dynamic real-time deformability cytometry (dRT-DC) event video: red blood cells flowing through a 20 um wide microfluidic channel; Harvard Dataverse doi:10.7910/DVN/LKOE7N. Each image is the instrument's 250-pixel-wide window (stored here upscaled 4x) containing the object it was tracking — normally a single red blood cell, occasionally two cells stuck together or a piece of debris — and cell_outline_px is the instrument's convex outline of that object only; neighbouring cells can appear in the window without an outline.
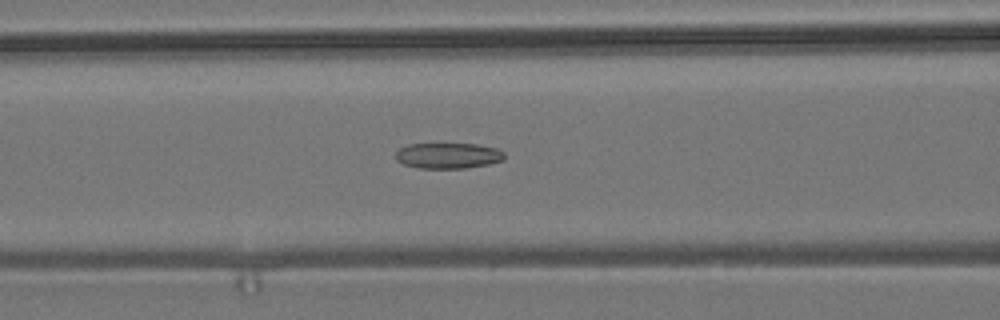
{"species": "common noctule bat (a hibernating species)", "species_latin": "Nyctalus noctula", "temperature_condition": "room temperature", "stored_images_in_passage": 56, "camera_frame_rate_fps": 3000, "um_per_image_px": 0.085, "animal": {"sex": "male", "body_mass_g": 19.2, "forearm_length_mm": 51.8}, "frame": {"image": 1, "passage_image": 23, "time_ms": 7.333, "image_size_px": [1000, 320], "cell_outline_px": [[504, 160], [488, 164], [464, 168], [420, 168], [404, 164], [396, 160], [396, 152], [400, 148], [408, 144], [476, 144], [496, 148], [504, 152]], "centroid_in_image_um": [38.09, 13.23], "position_along_channel_um": 128.5, "area_um2": 16.18}}
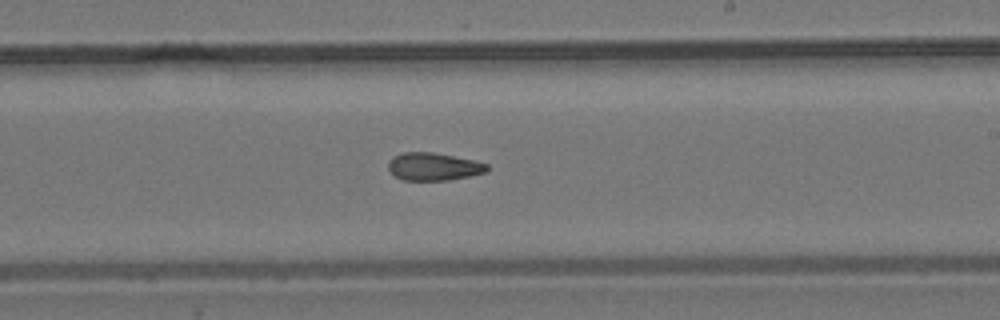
{"frame": {"image": 2, "passage_image": 33, "time_ms": 10.667, "image_size_px": [1000, 320], "cell_outline_px": [[488, 168], [484, 172], [468, 176], [448, 180], [404, 180], [396, 176], [388, 168], [388, 160], [392, 156], [404, 152], [432, 152], [472, 160], [488, 164]], "centroid_in_image_um": [36.8, 14.15], "position_along_channel_um": 252.2, "area_um2": 15.72}}
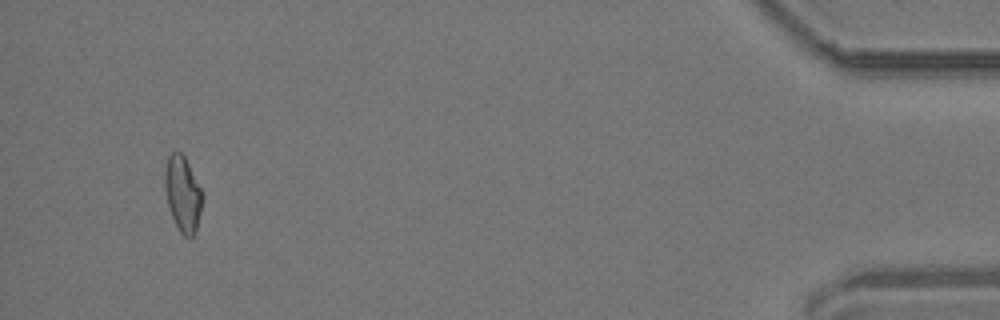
{"frame": {"image": 3, "passage_image": 53, "time_ms": 17.333, "image_size_px": [1000, 320], "cell_outline_px": [[204, 196], [196, 232], [192, 240], [184, 236], [180, 232], [172, 216], [168, 204], [164, 188], [164, 172], [168, 156], [172, 152], [180, 152], [184, 156], [204, 192]], "centroid_in_image_um": [15.56, 16.5], "position_along_channel_um": 419.6, "area_um2": 16.82}, "authors_computed_cell_mechanics": {"area_um2": 16.8198, "velocity_mm_per_s": 3.7131, "shape_relaxation_time_tau1_ms": null, "shape_relaxation_time_tau2_ms": 4.9854, "deformation_change_tau1": null, "deformation_change_tau2": 0.1221}}